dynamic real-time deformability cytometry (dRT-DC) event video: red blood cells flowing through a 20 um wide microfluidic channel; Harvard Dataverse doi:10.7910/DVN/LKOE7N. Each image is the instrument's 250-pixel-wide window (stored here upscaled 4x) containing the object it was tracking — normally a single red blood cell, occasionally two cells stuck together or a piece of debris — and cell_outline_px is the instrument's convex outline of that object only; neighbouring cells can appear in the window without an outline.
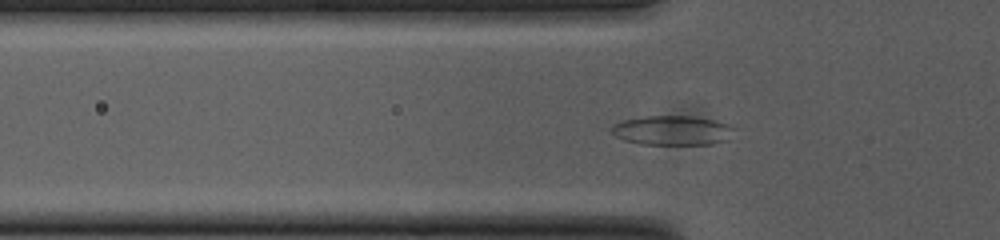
{"species": "common noctule bat (a hibernating species)", "species_latin": "Nyctalus noctula", "temperature_condition": "cold", "stored_images_in_passage": 55, "camera_frame_rate_fps": 3000, "um_per_image_px": 0.085, "animal": {"sex": "female", "body_mass_g": 23.0, "forearm_length_mm": 53.4}, "frame": {"image": 1, "passage_image": 17, "time_ms": 5.333, "image_size_px": [1000, 240], "cell_outline_px": [[736, 128], [728, 140], [712, 144], [640, 144], [624, 140], [616, 136], [612, 132], [612, 124], [620, 120], [644, 116], [688, 116], [716, 120], [728, 124]], "centroid_in_image_um": [57.15, 11.08], "position_along_channel_um": 68.6, "area_um2": 21.21}}
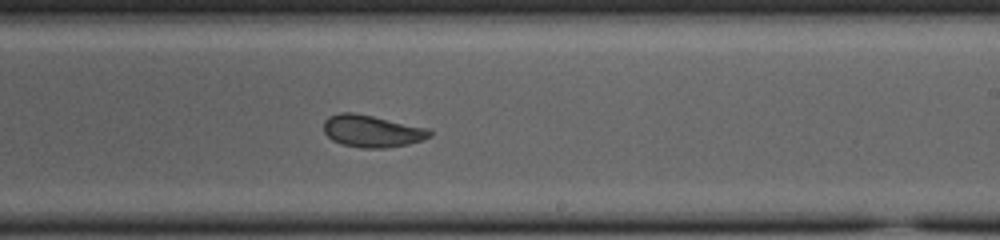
{"frame": {"image": 2, "passage_image": 32, "time_ms": 10.333, "image_size_px": [1000, 240], "cell_outline_px": [[432, 136], [424, 140], [408, 144], [384, 148], [360, 148], [340, 144], [332, 140], [324, 132], [324, 120], [328, 116], [340, 112], [352, 112], [372, 116], [428, 128], [432, 132]], "centroid_in_image_um": [31.61, 11.15], "position_along_channel_um": 257.4, "area_um2": 19.94}}
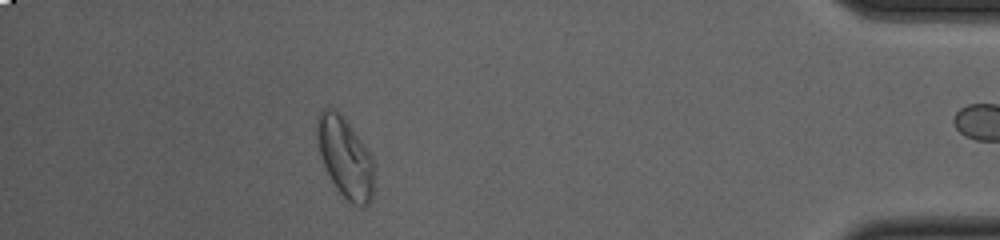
{"frame": {"image": 3, "passage_image": 48, "time_ms": 15.667, "image_size_px": [1000, 240], "cell_outline_px": [[376, 168], [372, 200], [364, 208], [352, 204], [336, 188], [324, 164], [320, 152], [316, 136], [316, 120], [320, 112], [324, 108], [332, 108], [340, 112], [344, 116], [364, 144], [372, 156]], "centroid_in_image_um": [29.38, 13.39], "position_along_channel_um": 405.8, "area_um2": 27.05}, "authors_computed_cell_mechanics": {"area_um2": 22.4264, "velocity_mm_per_s": 3.775, "shape_relaxation_time_tau1_ms": null, "shape_relaxation_time_tau2_ms": 1.2246, "deformation_change_tau1": null, "deformation_change_tau2": 0.0576}}